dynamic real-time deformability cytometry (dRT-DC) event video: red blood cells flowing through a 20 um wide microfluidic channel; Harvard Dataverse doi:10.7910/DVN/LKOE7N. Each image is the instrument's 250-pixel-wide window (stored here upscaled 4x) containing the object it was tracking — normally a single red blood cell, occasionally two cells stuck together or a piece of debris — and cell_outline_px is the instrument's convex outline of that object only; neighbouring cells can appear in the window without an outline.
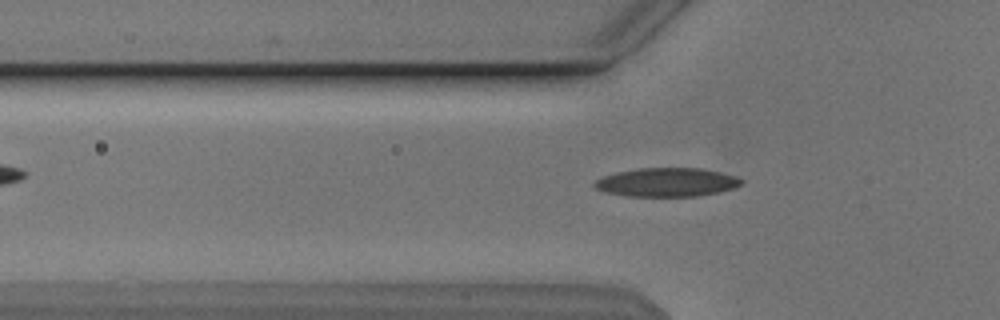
{"species": "Egyptian fruit bat (a non-hibernating species)", "species_latin": "Rousettus aegyptiacus", "temperature_condition": "cold", "stored_images_in_passage": 47, "camera_frame_rate_fps": 3000, "um_per_image_px": 0.085, "animal": {"sex": "male"}, "frame": {"image": 1, "passage_image": 13, "time_ms": 4.0, "image_size_px": [1000, 320], "cell_outline_px": [[744, 180], [740, 184], [732, 188], [716, 192], [696, 196], [624, 196], [604, 192], [596, 188], [592, 184], [596, 180], [604, 176], [616, 172], [640, 168], [700, 168], [720, 172], [736, 176]], "centroid_in_image_um": [56.64, 15.49], "position_along_channel_um": 69.2, "area_um2": 24.45}}
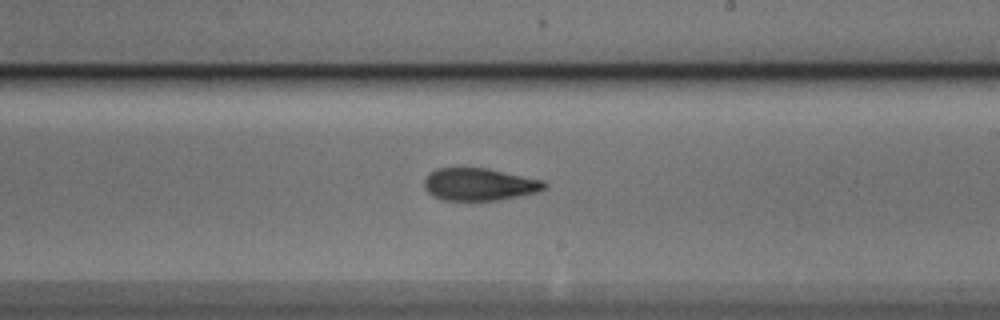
{"frame": {"image": 2, "passage_image": 27, "time_ms": 8.667, "image_size_px": [1000, 320], "cell_outline_px": [[548, 188], [540, 192], [500, 200], [444, 200], [432, 196], [424, 188], [424, 180], [428, 172], [436, 168], [488, 168], [544, 180], [548, 184]], "centroid_in_image_um": [40.78, 15.67], "position_along_channel_um": 248.2, "area_um2": 23.12}}
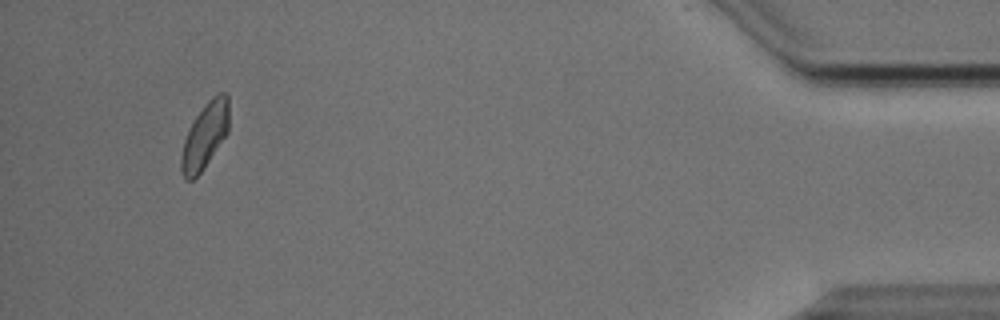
{"frame": {"image": 3, "passage_image": 44, "time_ms": 14.333, "image_size_px": [1000, 320], "cell_outline_px": [[228, 132], [200, 172], [192, 180], [184, 180], [180, 168], [180, 156], [184, 140], [196, 116], [204, 104], [212, 96], [220, 92], [224, 92], [228, 96]], "centroid_in_image_um": [17.4, 11.53], "position_along_channel_um": 417.8, "area_um2": 18.03}, "authors_computed_cell_mechanics": {"area_um2": 23.0044, "velocity_mm_per_s": 3.8476, "shape_relaxation_time_tau1_ms": 7.4567, "shape_relaxation_time_tau2_ms": 3.2458, "deformation_change_tau1": 0.1977, "deformation_change_tau2": 0.1075}}